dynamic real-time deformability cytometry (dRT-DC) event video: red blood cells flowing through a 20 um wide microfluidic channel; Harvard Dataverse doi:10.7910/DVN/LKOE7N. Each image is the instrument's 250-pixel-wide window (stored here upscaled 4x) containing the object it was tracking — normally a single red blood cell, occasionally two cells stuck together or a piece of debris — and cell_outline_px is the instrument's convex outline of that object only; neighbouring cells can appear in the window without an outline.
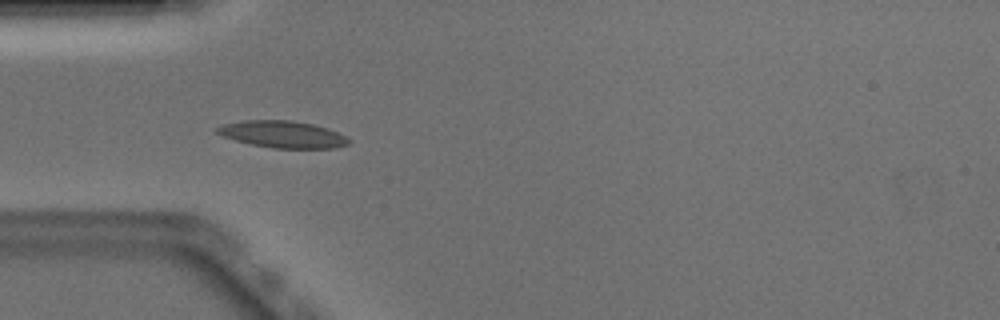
{"species": "Egyptian fruit bat (a non-hibernating species)", "species_latin": "Rousettus aegyptiacus", "temperature_condition": "warm", "stored_images_in_passage": 37, "camera_frame_rate_fps": 3000, "um_per_image_px": 0.085, "animal": {"sex": "male"}, "frame": {"image": 1, "passage_image": 1, "time_ms": 0.0, "image_size_px": [1000, 320], "cell_outline_px": [[352, 140], [348, 144], [336, 148], [272, 148], [252, 144], [236, 140], [224, 136], [216, 132], [216, 128], [224, 124], [244, 120], [288, 120], [312, 124], [336, 132]], "centroid_in_image_um": [24.03, 11.42], "position_along_channel_um": 61.0, "area_um2": 20.29}}
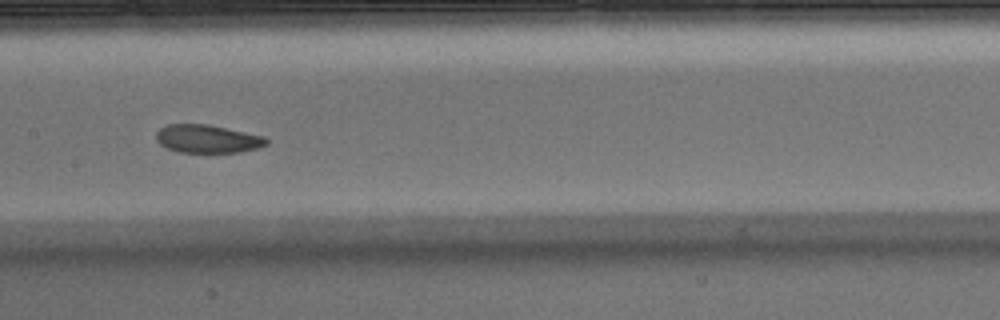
{"frame": {"image": 2, "passage_image": 11, "time_ms": 3.333, "image_size_px": [1000, 320], "cell_outline_px": [[268, 144], [256, 148], [240, 152], [176, 152], [160, 144], [156, 140], [156, 132], [160, 128], [168, 124], [208, 124], [264, 136], [268, 140]], "centroid_in_image_um": [17.62, 11.8], "position_along_channel_um": 189.8, "area_um2": 18.03}}
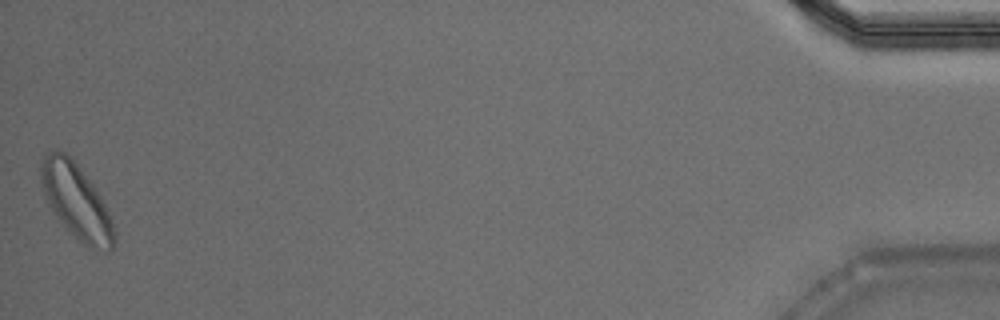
{"frame": {"image": 3, "passage_image": 37, "time_ms": 12.0, "image_size_px": [1000, 320], "cell_outline_px": [[116, 240], [112, 252], [84, 244], [52, 212], [44, 196], [40, 180], [40, 160], [48, 152], [56, 148], [64, 152], [76, 164], [96, 188], [112, 216], [116, 232]], "centroid_in_image_um": [6.5, 17.09], "position_along_channel_um": 428.7, "area_um2": 31.91}, "authors_computed_cell_mechanics": {"area_um2": 19.363, "velocity_mm_per_s": 3.8752, "shape_relaxation_time_tau1_ms": 2.3664, "shape_relaxation_time_tau2_ms": null, "deformation_change_tau1": 0.1197, "deformation_change_tau2": null}}